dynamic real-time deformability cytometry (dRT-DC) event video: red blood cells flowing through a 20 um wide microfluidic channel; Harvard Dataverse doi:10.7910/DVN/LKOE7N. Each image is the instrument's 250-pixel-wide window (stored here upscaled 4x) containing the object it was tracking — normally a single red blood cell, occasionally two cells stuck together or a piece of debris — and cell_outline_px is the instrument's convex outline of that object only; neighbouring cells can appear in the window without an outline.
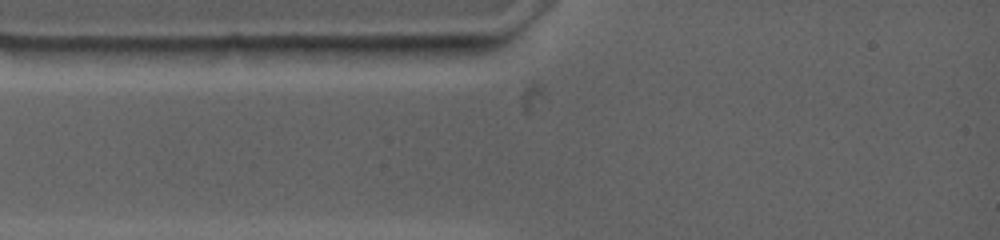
{"species": "common noctule bat (a hibernating species)", "species_latin": "Nyctalus noctula", "temperature_condition": "warm", "stored_images_in_passage": 2, "camera_frame_rate_fps": 4500, "um_per_image_px": 0.085, "animal": {"sex": "female", "body_mass_g": 19.0, "forearm_length_mm": 53.3}, "frame": {"image": 1, "passage_image": 1, "time_ms": 0.0, "image_size_px": [1000, 240], "cell_outline_px": [[440, 48], [432, 64], [376, 64], [312, 56], [300, 48], [300, 44], [440, 44]], "centroid_in_image_um": [31.97, 4.49], "position_along_channel_um": 53.0, "area_um2": 16.88}}